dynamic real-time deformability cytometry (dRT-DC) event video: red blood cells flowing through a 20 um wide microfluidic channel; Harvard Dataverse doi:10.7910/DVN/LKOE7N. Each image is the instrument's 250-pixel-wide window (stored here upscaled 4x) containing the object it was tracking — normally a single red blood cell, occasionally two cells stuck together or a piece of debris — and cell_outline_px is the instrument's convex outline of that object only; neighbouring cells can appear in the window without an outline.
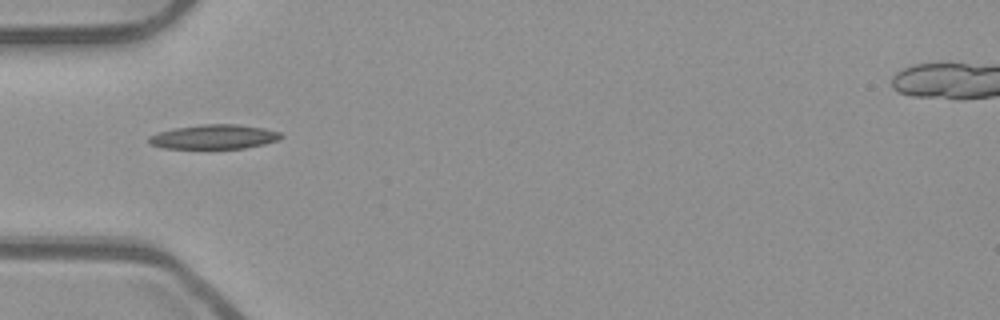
{"species": "common noctule bat (a hibernating species)", "species_latin": "Nyctalus noctula", "temperature_condition": "room temperature", "stored_images_in_passage": 12, "camera_frame_rate_fps": 3000, "um_per_image_px": 0.085, "animal": {"sex": "male", "body_mass_g": 23.1, "forearm_length_mm": 52.7}, "frame": {"image": 1, "passage_image": 1, "time_ms": 0.0, "image_size_px": [1000, 320], "cell_outline_px": [[284, 136], [276, 140], [264, 144], [244, 148], [164, 148], [148, 144], [148, 136], [156, 132], [176, 128], [204, 124], [236, 124], [264, 128], [280, 132]], "centroid_in_image_um": [18.16, 11.63], "position_along_channel_um": 66.8, "area_um2": 18.73}}
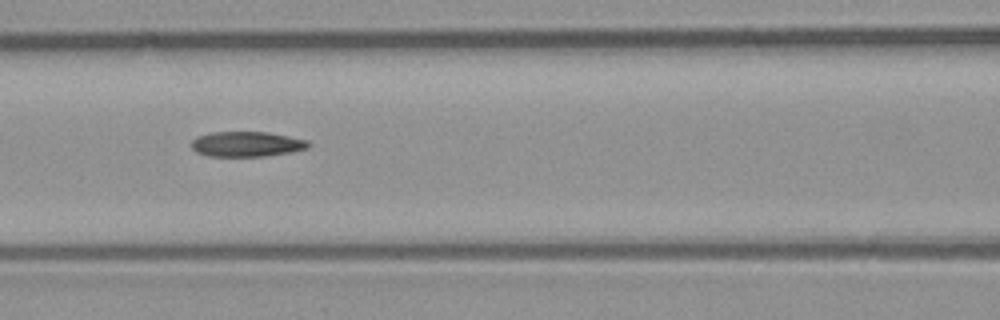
{"frame": {"image": 2, "passage_image": 7, "time_ms": 2.0, "image_size_px": [1000, 320], "cell_outline_px": [[312, 144], [308, 148], [292, 152], [264, 156], [208, 156], [196, 152], [192, 148], [192, 140], [196, 136], [212, 132], [268, 132], [308, 140]], "centroid_in_image_um": [20.98, 12.24], "position_along_channel_um": 145.6, "area_um2": 17.22}}
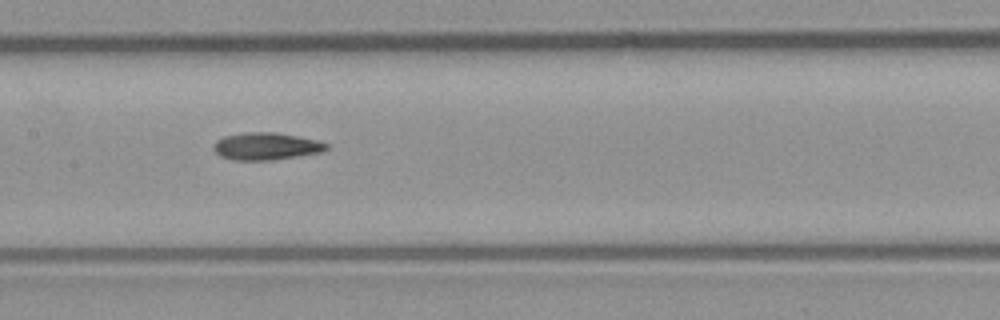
{"frame": {"image": 3, "passage_image": 10, "time_ms": 3.0, "image_size_px": [1000, 320], "cell_outline_px": [[328, 148], [320, 152], [272, 160], [232, 160], [220, 156], [212, 148], [212, 144], [216, 140], [224, 136], [244, 132], [276, 132], [316, 140], [328, 144]], "centroid_in_image_um": [22.55, 12.43], "position_along_channel_um": 184.8, "area_um2": 17.92}}